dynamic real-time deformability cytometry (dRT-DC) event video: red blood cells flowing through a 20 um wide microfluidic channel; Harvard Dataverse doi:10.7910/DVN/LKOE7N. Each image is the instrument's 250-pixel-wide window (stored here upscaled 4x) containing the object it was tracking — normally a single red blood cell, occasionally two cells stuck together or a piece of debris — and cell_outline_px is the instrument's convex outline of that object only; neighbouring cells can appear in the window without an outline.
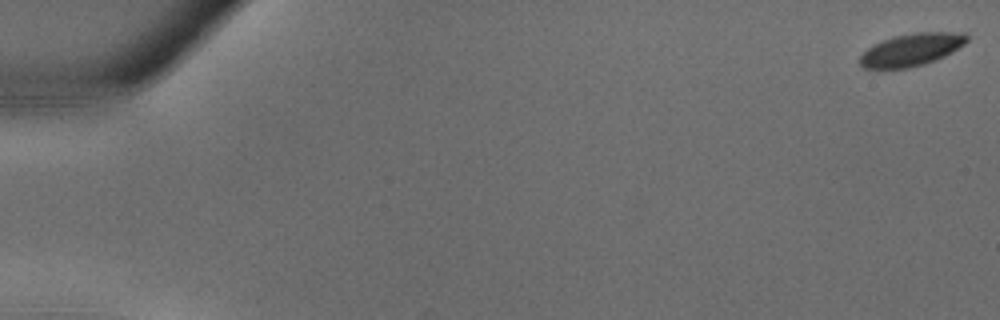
{"species": "common noctule bat (a hibernating species)", "species_latin": "Nyctalus noctula", "temperature_condition": "warm", "stored_images_in_passage": 6, "camera_frame_rate_fps": 3000, "um_per_image_px": 0.085, "animal": {"sex": "male", "body_mass_g": 18.8}, "frame": {"image": 1, "passage_image": 1, "time_ms": 0.0, "image_size_px": [1000, 320], "cell_outline_px": [[968, 40], [964, 44], [952, 52], [944, 56], [924, 64], [904, 68], [864, 68], [860, 64], [860, 56], [868, 48], [884, 40], [896, 36], [916, 32], [964, 32], [968, 36]], "centroid_in_image_um": [77.51, 4.21], "position_along_channel_um": 7.5, "area_um2": 19.88}}